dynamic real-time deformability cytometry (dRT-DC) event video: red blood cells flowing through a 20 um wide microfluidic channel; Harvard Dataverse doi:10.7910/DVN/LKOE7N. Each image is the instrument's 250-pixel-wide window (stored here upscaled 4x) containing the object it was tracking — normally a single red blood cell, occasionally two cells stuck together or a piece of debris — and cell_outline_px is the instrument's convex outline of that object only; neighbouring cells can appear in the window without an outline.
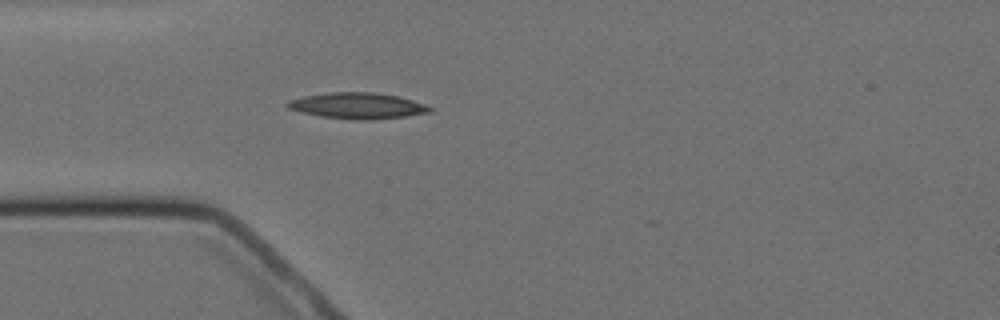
{"species": "Egyptian fruit bat (a non-hibernating species)", "species_latin": "Rousettus aegyptiacus", "temperature_condition": "cold", "stored_images_in_passage": 3, "camera_frame_rate_fps": 3000, "um_per_image_px": 0.085, "animal": {"sex": "female"}, "frame": {"image": 1, "passage_image": 3, "time_ms": 3.333, "image_size_px": [1000, 320], "cell_outline_px": [[432, 112], [404, 116], [368, 120], [356, 120], [320, 116], [300, 112], [288, 108], [284, 104], [288, 100], [304, 96], [328, 92], [372, 92], [396, 96], [412, 100], [424, 104], [432, 108]], "centroid_in_image_um": [30.34, 8.98], "position_along_channel_um": 54.7, "area_um2": 21.5}}